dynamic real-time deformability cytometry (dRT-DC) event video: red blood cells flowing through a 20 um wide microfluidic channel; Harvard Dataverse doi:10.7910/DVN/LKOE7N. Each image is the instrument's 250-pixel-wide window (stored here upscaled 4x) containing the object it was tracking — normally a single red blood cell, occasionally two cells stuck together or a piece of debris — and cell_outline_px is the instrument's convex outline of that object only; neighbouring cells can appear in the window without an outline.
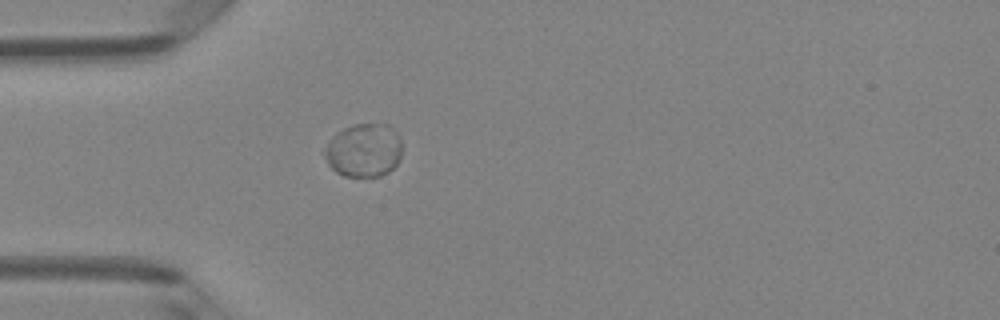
{"species": "Egyptian fruit bat (a non-hibernating species)", "species_latin": "Rousettus aegyptiacus", "temperature_condition": "room temperature", "stored_images_in_passage": 1, "camera_frame_rate_fps": 3000, "um_per_image_px": 0.085, "animal": {"sex": "female"}, "frame": {"image": 1, "passage_image": 1, "time_ms": 0.0, "image_size_px": [1000, 320], "cell_outline_px": [[400, 156], [396, 164], [388, 172], [380, 176], [344, 176], [336, 172], [328, 164], [320, 152], [332, 136], [336, 132], [352, 124], [388, 124], [400, 136]], "centroid_in_image_um": [30.86, 12.76], "position_along_channel_um": 54.1, "area_um2": 24.39}}